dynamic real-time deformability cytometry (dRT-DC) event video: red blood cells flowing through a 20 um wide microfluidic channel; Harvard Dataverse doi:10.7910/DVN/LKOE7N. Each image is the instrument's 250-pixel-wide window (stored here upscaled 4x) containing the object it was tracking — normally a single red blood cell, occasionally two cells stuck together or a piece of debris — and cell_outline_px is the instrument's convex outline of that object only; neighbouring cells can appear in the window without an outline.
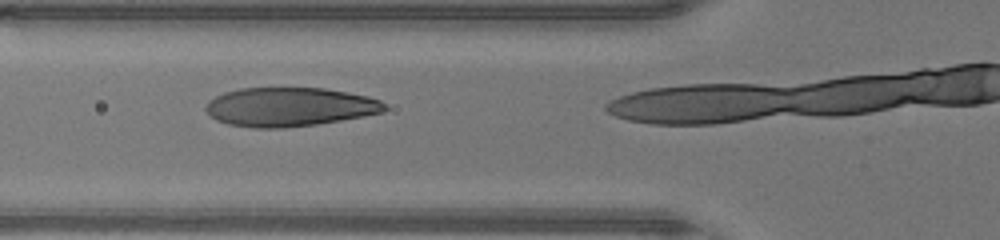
{"species": "human", "species_latin": "Homo sapiens", "temperature_condition": "warm", "stored_images_in_passage": 12, "camera_frame_rate_fps": 3000, "um_per_image_px": 0.085, "donor": {"sex": "male"}, "frame": {"image": 1, "passage_image": 10, "time_ms": 3.0, "image_size_px": [1000, 240], "cell_outline_px": [[388, 108], [384, 112], [364, 116], [316, 124], [284, 128], [252, 128], [228, 124], [216, 120], [204, 108], [204, 104], [208, 100], [224, 92], [240, 88], [324, 88], [348, 92], [368, 96], [380, 100], [388, 104]], "centroid_in_image_um": [24.62, 9.08], "position_along_channel_um": 101.2, "area_um2": 40.86}}